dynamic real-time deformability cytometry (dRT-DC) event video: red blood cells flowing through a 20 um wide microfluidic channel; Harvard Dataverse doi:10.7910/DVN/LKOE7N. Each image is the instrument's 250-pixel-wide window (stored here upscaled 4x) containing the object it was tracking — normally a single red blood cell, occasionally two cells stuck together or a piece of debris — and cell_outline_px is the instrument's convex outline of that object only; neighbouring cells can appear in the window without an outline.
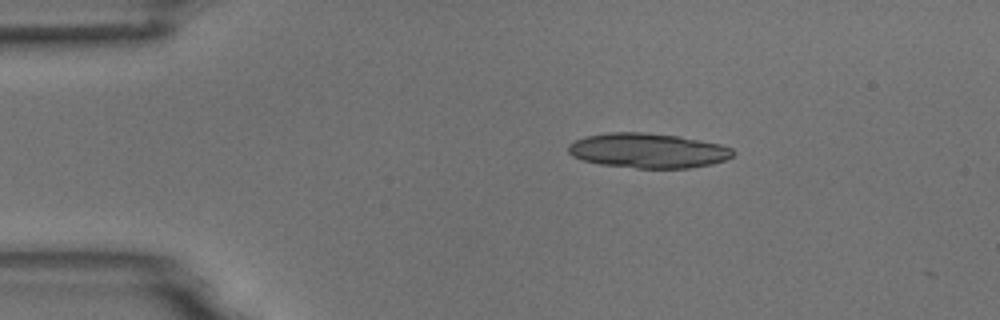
{"species": "common noctule bat (a hibernating species)", "species_latin": "Nyctalus noctula", "temperature_condition": "room temperature", "stored_images_in_passage": 45, "segment_of_instrument_passage": [1, 2], "camera_frame_rate_fps": 3000, "um_per_image_px": 0.085, "animal": {"sex": "male", "body_mass_g": 18.8}, "frame": {"image": 1, "passage_image": 1, "time_ms": 0.0, "image_size_px": [1000, 320], "cell_outline_px": [[736, 152], [732, 156], [724, 160], [712, 164], [688, 168], [636, 168], [600, 164], [584, 160], [572, 156], [568, 152], [568, 144], [584, 136], [608, 132], [644, 132], [680, 136], [720, 144], [732, 148]], "centroid_in_image_um": [55.07, 12.79], "position_along_channel_um": 29.9, "area_um2": 33.52}}